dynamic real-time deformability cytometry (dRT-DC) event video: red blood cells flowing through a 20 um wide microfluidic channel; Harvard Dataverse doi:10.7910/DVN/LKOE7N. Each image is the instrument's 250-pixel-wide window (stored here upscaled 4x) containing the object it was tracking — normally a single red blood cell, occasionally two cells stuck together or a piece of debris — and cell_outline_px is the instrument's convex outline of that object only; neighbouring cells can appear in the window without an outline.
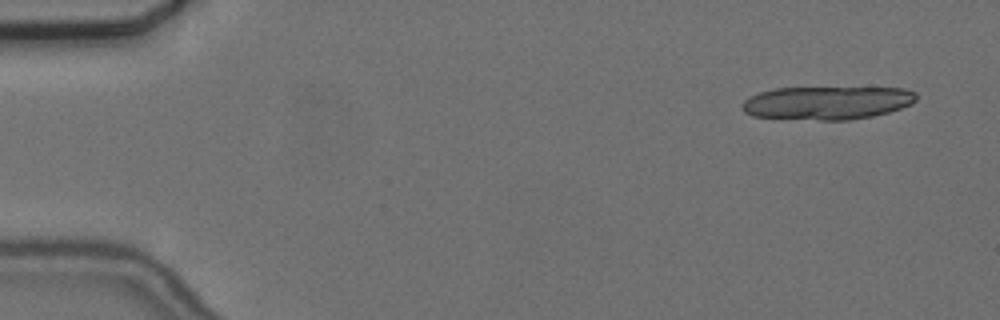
{"species": "common noctule bat (a hibernating species)", "species_latin": "Nyctalus noctula", "temperature_condition": "cold", "stored_images_in_passage": 16, "camera_frame_rate_fps": 3000, "um_per_image_px": 0.085, "animal": {"sex": "female", "body_mass_g": 24.6, "forearm_length_mm": 56.2}, "frame": {"image": 1, "passage_image": 1, "time_ms": 0.0, "image_size_px": [1000, 320], "cell_outline_px": [[916, 100], [912, 104], [888, 112], [872, 116], [848, 120], [820, 120], [752, 116], [744, 112], [740, 108], [740, 104], [744, 100], [760, 92], [776, 88], [904, 88], [916, 92]], "centroid_in_image_um": [70.29, 8.74], "position_along_channel_um": 14.7, "area_um2": 33.7}}